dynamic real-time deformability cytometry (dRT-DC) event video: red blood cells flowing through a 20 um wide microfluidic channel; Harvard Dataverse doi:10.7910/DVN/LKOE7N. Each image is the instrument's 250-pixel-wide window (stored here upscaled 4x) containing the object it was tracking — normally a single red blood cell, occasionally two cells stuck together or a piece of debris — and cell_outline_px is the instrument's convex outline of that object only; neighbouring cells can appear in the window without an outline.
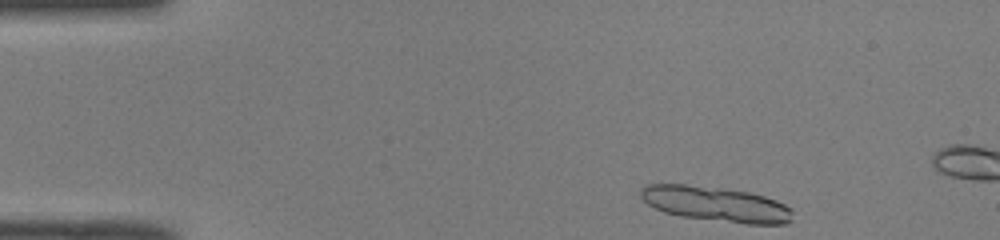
{"species": "common noctule bat (a hibernating species)", "species_latin": "Nyctalus noctula", "temperature_condition": "room temperature", "stored_images_in_passage": 10, "camera_frame_rate_fps": 3000, "um_per_image_px": 0.085, "animal": {"sex": "male", "body_mass_g": 19.0, "forearm_length_mm": 50.8}, "frame": {"image": 1, "passage_image": 1, "time_ms": 0.0, "image_size_px": [1000, 240], "cell_outline_px": [[792, 220], [784, 224], [748, 224], [680, 216], [664, 212], [648, 204], [640, 196], [640, 188], [648, 184], [684, 184], [720, 188], [748, 192], [764, 196], [776, 200], [792, 208]], "centroid_in_image_um": [60.86, 17.35], "position_along_channel_um": 24.1, "area_um2": 30.92}}